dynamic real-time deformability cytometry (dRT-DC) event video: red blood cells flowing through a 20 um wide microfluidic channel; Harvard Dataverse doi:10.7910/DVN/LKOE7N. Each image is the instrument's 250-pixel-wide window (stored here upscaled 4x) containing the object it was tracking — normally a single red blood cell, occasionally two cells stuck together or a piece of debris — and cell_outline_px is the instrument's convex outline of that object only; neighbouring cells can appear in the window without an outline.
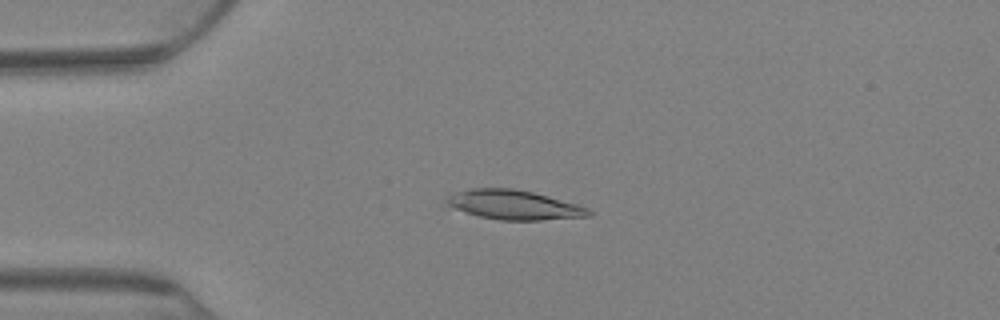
{"species": "Egyptian fruit bat (a non-hibernating species)", "species_latin": "Rousettus aegyptiacus", "temperature_condition": "warm", "stored_images_in_passage": 15, "camera_frame_rate_fps": 3000, "um_per_image_px": 0.085, "animal": {"sex": "female"}, "frame": {"image": 1, "passage_image": 2, "time_ms": 0.333, "image_size_px": [1000, 320], "cell_outline_px": [[592, 216], [540, 220], [500, 220], [480, 216], [464, 212], [448, 204], [444, 200], [448, 196], [456, 192], [472, 188], [512, 188], [532, 192], [548, 196], [576, 204], [588, 208], [592, 212]], "centroid_in_image_um": [43.7, 17.41], "position_along_channel_um": 41.3, "area_um2": 24.1}}
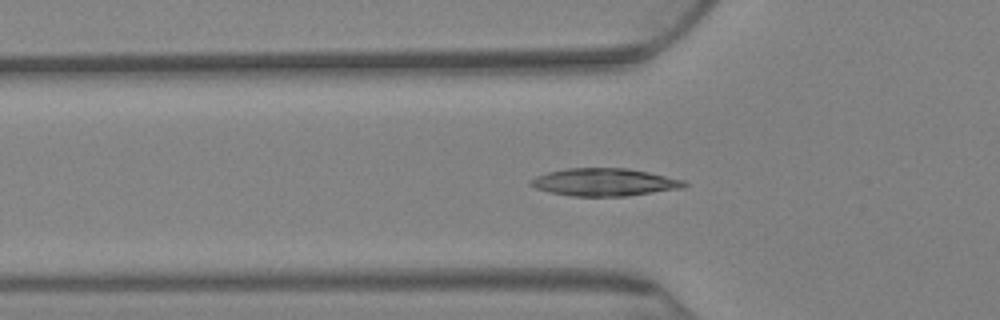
{"frame": {"image": 2, "passage_image": 9, "time_ms": 2.667, "image_size_px": [1000, 320], "cell_outline_px": [[688, 184], [684, 188], [624, 196], [572, 196], [548, 192], [536, 188], [528, 184], [528, 180], [536, 176], [548, 172], [568, 168], [628, 168], [648, 172], [684, 180]], "centroid_in_image_um": [51.35, 15.48], "position_along_channel_um": 74.5, "area_um2": 24.74}}
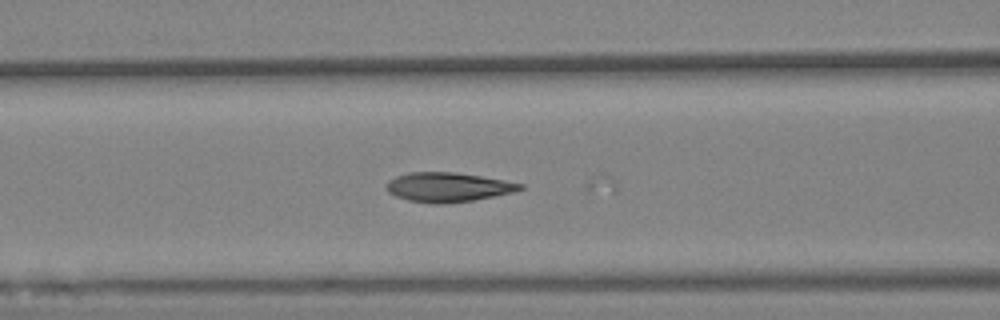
{"frame": {"image": 3, "passage_image": 15, "time_ms": 4.667, "image_size_px": [1000, 320], "cell_outline_px": [[524, 188], [512, 192], [472, 200], [448, 204], [436, 204], [408, 200], [396, 196], [388, 192], [388, 180], [396, 176], [408, 172], [456, 172], [504, 180], [524, 184]], "centroid_in_image_um": [38.07, 15.9], "position_along_channel_um": 128.5, "area_um2": 22.72}}